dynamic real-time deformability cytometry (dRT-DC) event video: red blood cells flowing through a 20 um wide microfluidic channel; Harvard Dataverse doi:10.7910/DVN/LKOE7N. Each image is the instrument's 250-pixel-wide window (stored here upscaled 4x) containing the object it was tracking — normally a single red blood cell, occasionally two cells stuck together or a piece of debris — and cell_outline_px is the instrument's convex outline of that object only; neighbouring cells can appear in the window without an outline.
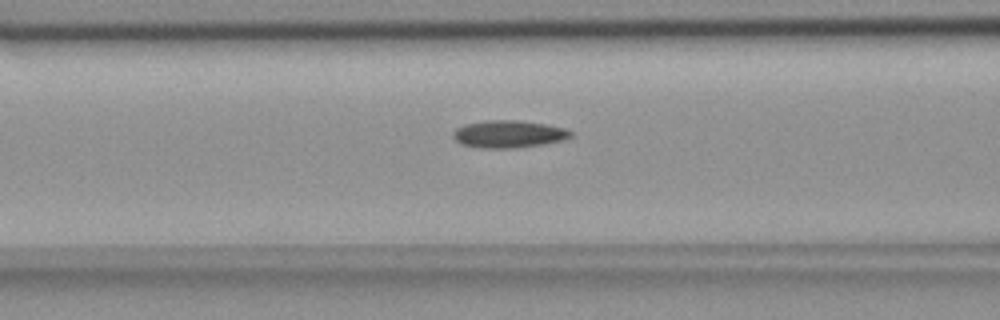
{"species": "common noctule bat (a hibernating species)", "species_latin": "Nyctalus noctula", "temperature_condition": "room temperature", "stored_images_in_passage": 39, "camera_frame_rate_fps": 3000, "um_per_image_px": 0.085, "animal": {"sex": "female", "body_mass_g": 18.4}, "frame": {"image": 1, "passage_image": 6, "time_ms": 1.667, "image_size_px": [1000, 320], "cell_outline_px": [[572, 136], [564, 140], [544, 144], [516, 148], [480, 148], [460, 144], [452, 136], [456, 128], [464, 124], [488, 120], [516, 120], [544, 124], [564, 128], [572, 132]], "centroid_in_image_um": [43.22, 11.4], "position_along_channel_um": 123.4, "area_um2": 18.79}}
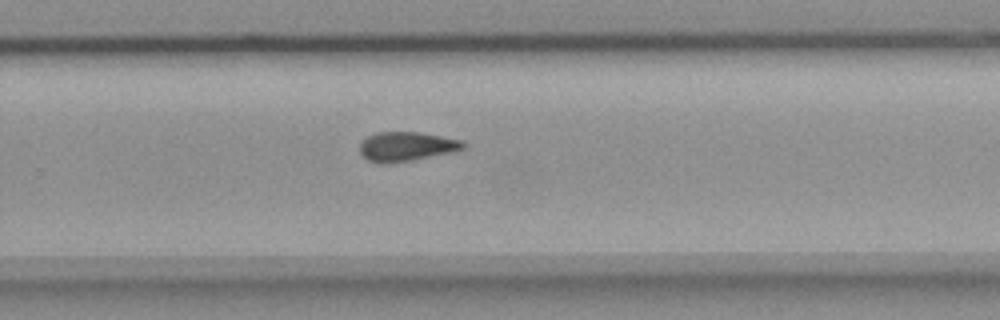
{"frame": {"image": 2, "passage_image": 20, "time_ms": 6.333, "image_size_px": [1000, 320], "cell_outline_px": [[468, 144], [464, 148], [456, 152], [412, 160], [388, 164], [380, 164], [368, 160], [360, 152], [360, 144], [368, 136], [376, 132], [420, 132], [464, 140]], "centroid_in_image_um": [34.61, 12.46], "position_along_channel_um": 295.2, "area_um2": 17.98}}
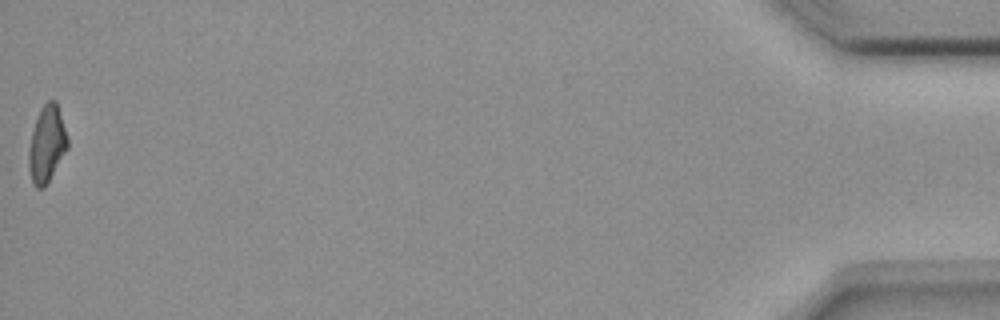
{"frame": {"image": 3, "passage_image": 39, "time_ms": 12.667, "image_size_px": [1000, 320], "cell_outline_px": [[68, 148], [44, 188], [36, 188], [32, 184], [28, 168], [28, 148], [32, 132], [40, 108], [48, 100], [56, 100], [68, 140]], "centroid_in_image_um": [3.96, 12.27], "position_along_channel_um": 431.2, "area_um2": 17.28}, "authors_computed_cell_mechanics": {"area_um2": 17.7446, "velocity_mm_per_s": 3.6958, "shape_relaxation_time_tau1_ms": null, "shape_relaxation_time_tau2_ms": 8.9494, "deformation_change_tau1": null, "deformation_change_tau2": 0.1822}}